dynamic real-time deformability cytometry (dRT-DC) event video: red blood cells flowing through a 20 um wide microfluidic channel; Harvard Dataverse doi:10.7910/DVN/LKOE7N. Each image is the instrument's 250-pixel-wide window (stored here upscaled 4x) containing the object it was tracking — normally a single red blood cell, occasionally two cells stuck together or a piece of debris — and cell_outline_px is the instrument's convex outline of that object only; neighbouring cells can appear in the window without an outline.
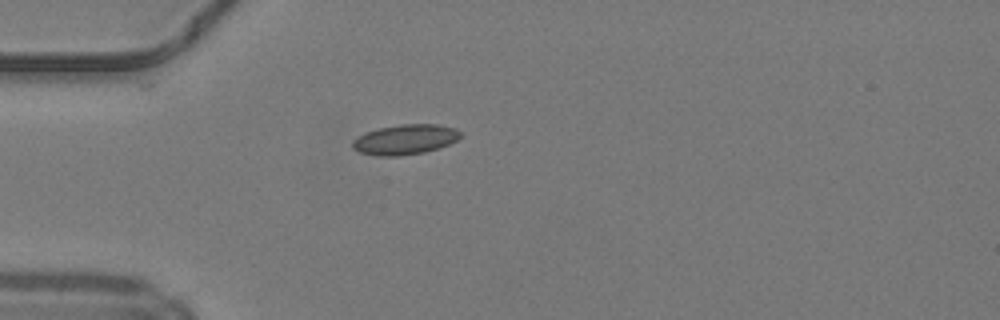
{"species": "common noctule bat (a hibernating species)", "species_latin": "Nyctalus noctula", "temperature_condition": "warm", "stored_images_in_passage": 36, "camera_frame_rate_fps": 3000, "um_per_image_px": 0.085, "animal": {"sex": "male", "body_mass_g": 19.2, "forearm_length_mm": 51.8}, "frame": {"image": 1, "passage_image": 1, "time_ms": 0.0, "image_size_px": [1000, 320], "cell_outline_px": [[464, 136], [448, 144], [424, 152], [400, 156], [376, 156], [360, 152], [352, 148], [352, 140], [368, 132], [380, 128], [400, 124], [436, 124], [456, 128]], "centroid_in_image_um": [34.45, 11.86], "position_along_channel_um": 50.5, "area_um2": 18.79}}
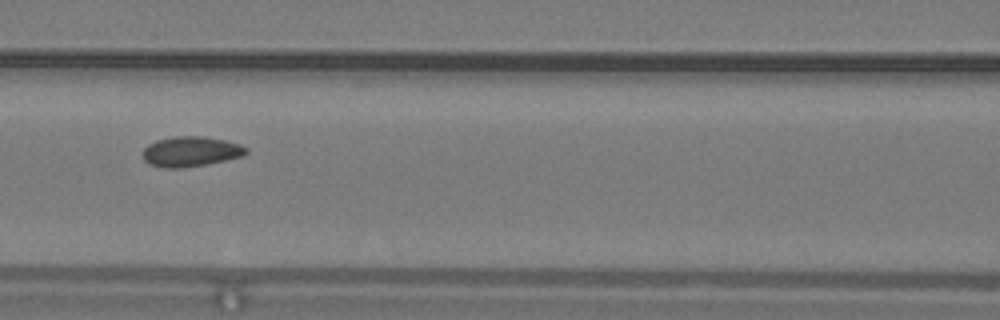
{"frame": {"image": 2, "passage_image": 9, "time_ms": 2.667, "image_size_px": [1000, 320], "cell_outline_px": [[248, 152], [244, 156], [204, 164], [180, 168], [164, 168], [148, 164], [144, 160], [144, 148], [148, 144], [156, 140], [172, 136], [204, 136], [224, 140], [240, 144], [248, 148]], "centroid_in_image_um": [16.21, 12.87], "position_along_channel_um": 150.4, "area_um2": 18.15}}
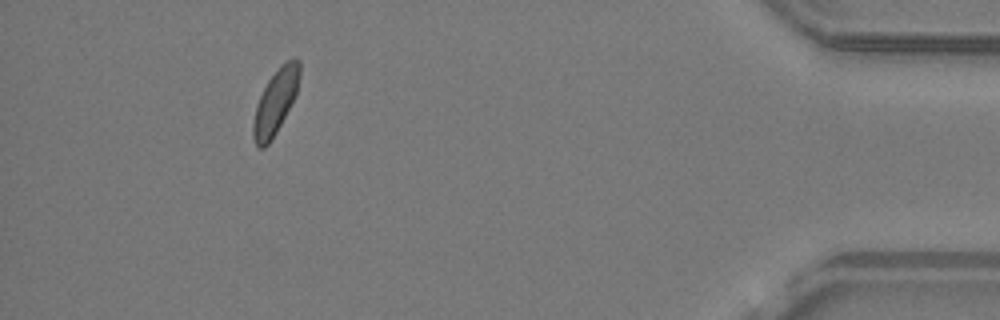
{"frame": {"image": 3, "passage_image": 32, "time_ms": 10.333, "image_size_px": [1000, 320], "cell_outline_px": [[300, 76], [296, 96], [272, 140], [264, 148], [256, 148], [252, 136], [252, 124], [256, 104], [268, 80], [288, 60], [296, 56], [300, 60]], "centroid_in_image_um": [23.41, 8.7], "position_along_channel_um": 411.8, "area_um2": 17.51}, "authors_computed_cell_mechanics": {"area_um2": 17.6579, "velocity_mm_per_s": 4.2102, "shape_relaxation_time_tau1_ms": 6.4841, "shape_relaxation_time_tau2_ms": 2.6186, "deformation_change_tau1": 0.0729, "deformation_change_tau2": 0.0658}}